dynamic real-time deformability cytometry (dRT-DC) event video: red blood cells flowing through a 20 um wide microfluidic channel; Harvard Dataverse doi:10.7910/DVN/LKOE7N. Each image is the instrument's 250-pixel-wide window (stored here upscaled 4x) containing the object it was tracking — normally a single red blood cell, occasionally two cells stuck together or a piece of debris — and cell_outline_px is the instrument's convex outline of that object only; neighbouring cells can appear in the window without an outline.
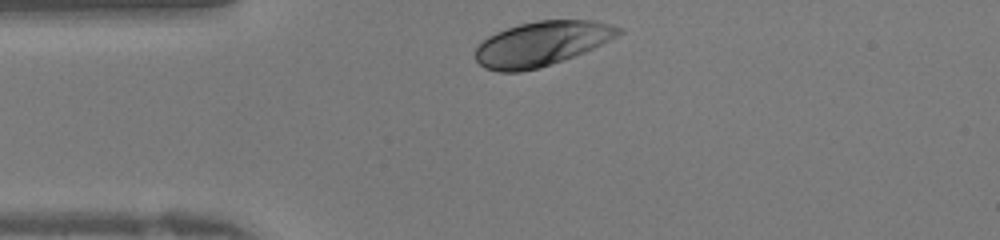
{"species": "human", "species_latin": "Homo sapiens", "temperature_condition": "warm", "stored_images_in_passage": 25, "camera_frame_rate_fps": 3000, "um_per_image_px": 0.085, "donor": {"sex": "female"}, "frame": {"image": 1, "passage_image": 1, "time_ms": 0.0, "image_size_px": [1000, 240], "cell_outline_px": [[624, 32], [584, 52], [536, 68], [520, 72], [500, 72], [484, 68], [476, 60], [476, 44], [488, 36], [496, 32], [520, 24], [536, 20], [592, 20], [612, 24], [624, 28]], "centroid_in_image_um": [46.01, 3.69], "position_along_channel_um": 39.0, "area_um2": 36.88}}
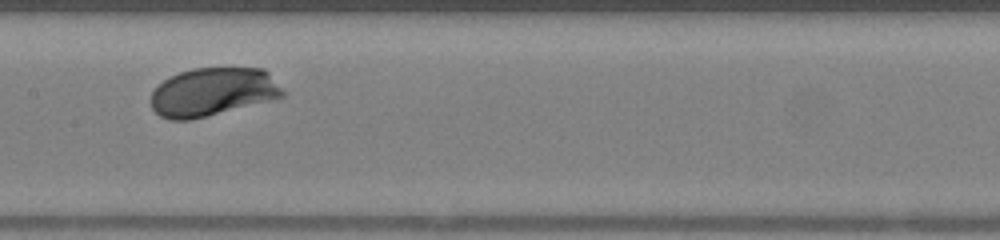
{"frame": {"image": 2, "passage_image": 12, "time_ms": 3.667, "image_size_px": [1000, 240], "cell_outline_px": [[284, 96], [272, 100], [188, 120], [168, 120], [160, 116], [152, 108], [152, 92], [164, 80], [180, 72], [192, 68], [264, 68], [268, 72], [284, 92]], "centroid_in_image_um": [18.08, 7.81], "position_along_channel_um": 189.3, "area_um2": 36.7}}
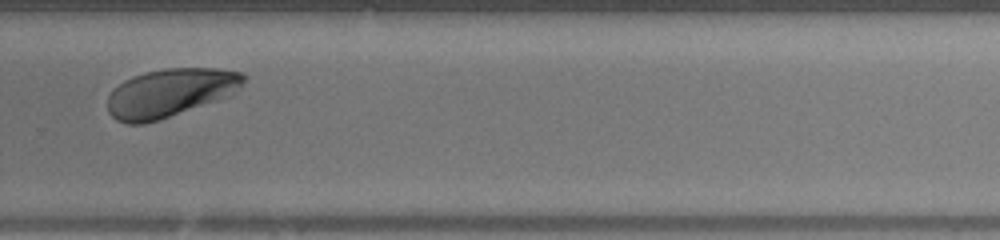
{"frame": {"image": 3, "passage_image": 20, "time_ms": 6.333, "image_size_px": [1000, 240], "cell_outline_px": [[248, 76], [228, 96], [160, 120], [144, 124], [128, 124], [116, 120], [108, 112], [108, 96], [124, 80], [132, 76], [144, 72], [164, 68], [216, 68], [244, 72]], "centroid_in_image_um": [14.44, 7.88], "position_along_channel_um": 315.4, "area_um2": 38.15}}